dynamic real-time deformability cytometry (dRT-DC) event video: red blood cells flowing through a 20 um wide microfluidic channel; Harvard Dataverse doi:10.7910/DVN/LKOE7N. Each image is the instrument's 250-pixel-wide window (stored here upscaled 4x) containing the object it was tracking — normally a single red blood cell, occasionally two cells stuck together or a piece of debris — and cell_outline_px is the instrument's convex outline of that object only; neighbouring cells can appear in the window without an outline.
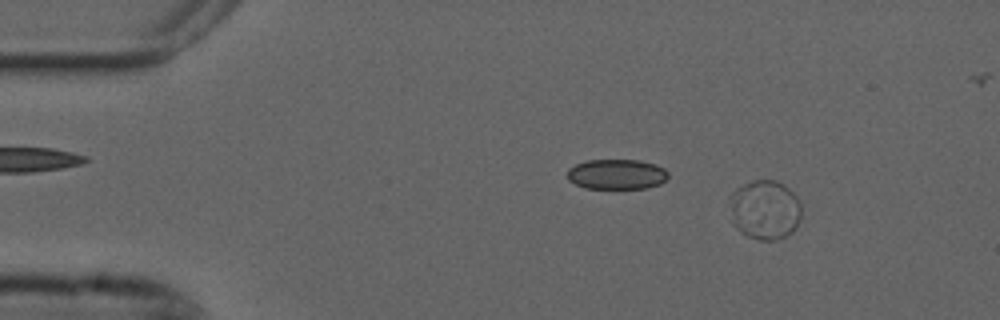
{"species": "common noctule bat (a hibernating species)", "species_latin": "Nyctalus noctula", "temperature_condition": "cold", "stored_images_in_passage": 51, "camera_frame_rate_fps": 3000, "um_per_image_px": 0.085, "animal": {"sex": "male", "forearm_length_mm": 52.5}, "frame": {"image": 1, "passage_image": 7, "time_ms": 2.0, "image_size_px": [1000, 320], "cell_outline_px": [[800, 220], [796, 228], [792, 232], [776, 240], [760, 240], [748, 236], [740, 232], [728, 220], [728, 196], [736, 188], [752, 180], [776, 180], [788, 188], [796, 196], [800, 204]], "centroid_in_image_um": [64.93, 17.83], "position_along_channel_um": 20.1, "area_um2": 25.49}}
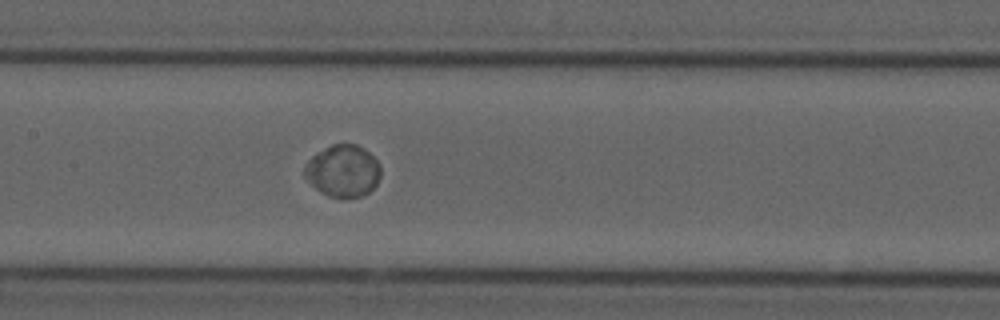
{"frame": {"image": 2, "passage_image": 27, "time_ms": 8.667, "image_size_px": [1000, 320], "cell_outline_px": [[380, 176], [376, 184], [368, 192], [360, 196], [328, 196], [320, 192], [304, 176], [304, 168], [308, 160], [312, 156], [324, 148], [332, 144], [356, 144], [364, 148], [380, 164]], "centroid_in_image_um": [29.14, 14.5], "position_along_channel_um": 178.3, "area_um2": 22.72}}
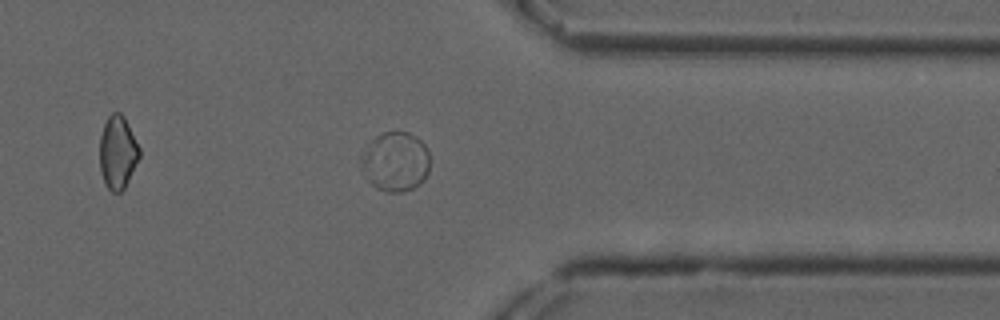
{"frame": {"image": 3, "passage_image": 44, "time_ms": 14.333, "image_size_px": [1000, 320], "cell_outline_px": [[428, 172], [424, 180], [420, 184], [412, 188], [400, 192], [388, 192], [376, 188], [368, 180], [360, 160], [360, 152], [376, 136], [384, 132], [408, 132], [416, 136], [428, 148]], "centroid_in_image_um": [33.6, 13.73], "position_along_channel_um": 377.8, "area_um2": 23.81}}